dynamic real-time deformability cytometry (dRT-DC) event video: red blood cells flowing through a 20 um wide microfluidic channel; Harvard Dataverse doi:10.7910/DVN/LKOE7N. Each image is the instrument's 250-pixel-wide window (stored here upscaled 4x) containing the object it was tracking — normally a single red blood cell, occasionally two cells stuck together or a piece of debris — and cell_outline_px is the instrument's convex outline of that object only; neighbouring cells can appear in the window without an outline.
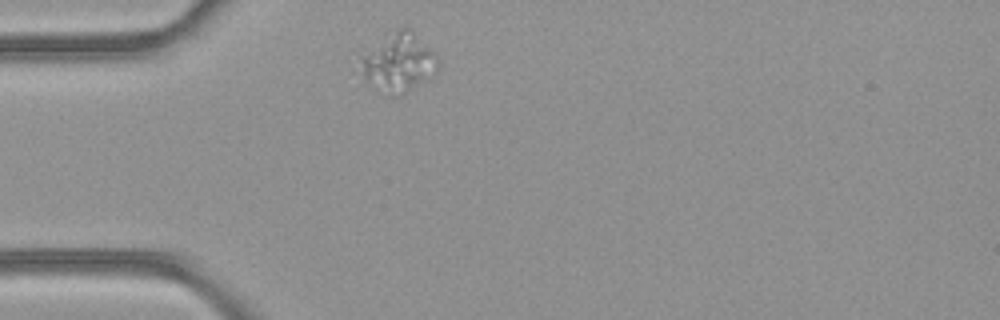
{"species": "common noctule bat (a hibernating species)", "species_latin": "Nyctalus noctula", "temperature_condition": "room temperature", "stored_images_in_passage": 1, "camera_frame_rate_fps": 3000, "um_per_image_px": 0.085, "animal": {"sex": "female", "body_mass_g": 21.9}, "frame": {"image": 1, "passage_image": 1, "time_ms": 0.0, "image_size_px": [1000, 320], "cell_outline_px": [[440, 64], [436, 72], [404, 96], [392, 96], [364, 80], [356, 60], [360, 56], [396, 28], [408, 28], [436, 56]], "centroid_in_image_um": [33.83, 5.36], "position_along_channel_um": 51.2, "area_um2": 26.3}}